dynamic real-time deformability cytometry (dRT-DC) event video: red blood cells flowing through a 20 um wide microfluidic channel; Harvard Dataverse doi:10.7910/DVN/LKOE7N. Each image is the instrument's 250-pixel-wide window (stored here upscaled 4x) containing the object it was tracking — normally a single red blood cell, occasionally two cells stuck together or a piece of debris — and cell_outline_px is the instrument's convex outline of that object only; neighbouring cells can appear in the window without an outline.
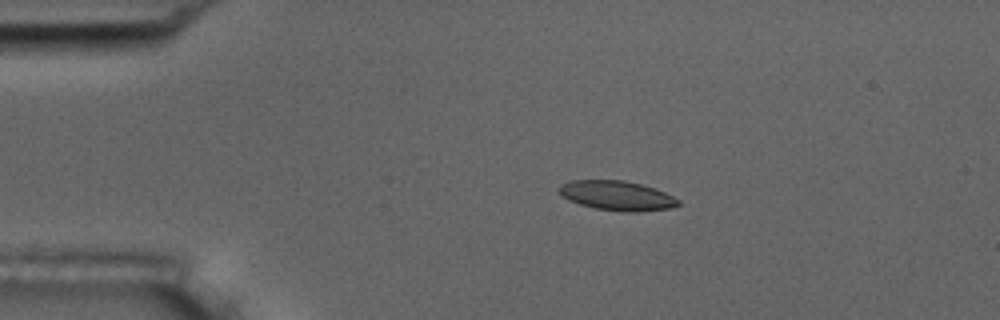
{"species": "common noctule bat (a hibernating species)", "species_latin": "Nyctalus noctula", "temperature_condition": "room temperature", "stored_images_in_passage": 6, "camera_frame_rate_fps": 3000, "um_per_image_px": 0.085, "animal": {"sex": "male", "body_mass_g": 17.5, "forearm_length_mm": 52.3}, "frame": {"image": 1, "passage_image": 1, "time_ms": 0.0, "image_size_px": [1000, 320], "cell_outline_px": [[680, 204], [672, 208], [636, 212], [624, 212], [596, 208], [580, 204], [568, 200], [556, 188], [560, 184], [572, 180], [624, 180], [656, 188], [680, 200]], "centroid_in_image_um": [52.45, 16.62], "position_along_channel_um": 32.6, "area_um2": 20.58}}
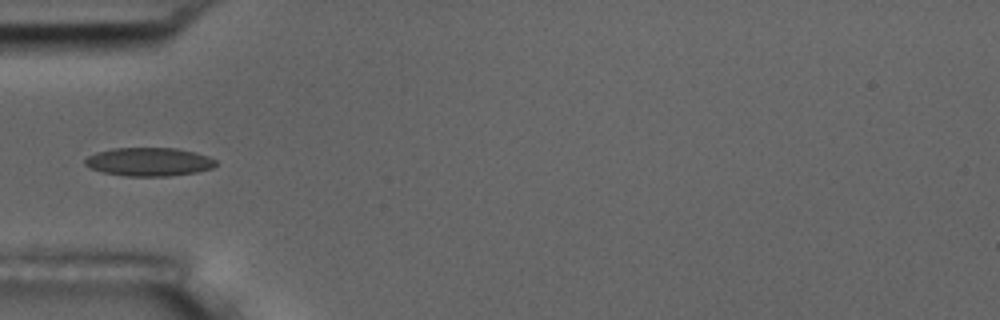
{"frame": {"image": 2, "passage_image": 3, "time_ms": 2.333, "image_size_px": [1000, 320], "cell_outline_px": [[216, 164], [212, 168], [196, 172], [168, 176], [124, 176], [104, 172], [88, 168], [84, 164], [84, 160], [88, 156], [96, 152], [112, 148], [176, 148], [196, 152], [208, 156], [216, 160]], "centroid_in_image_um": [12.64, 13.75], "position_along_channel_um": 72.4, "area_um2": 21.79}}
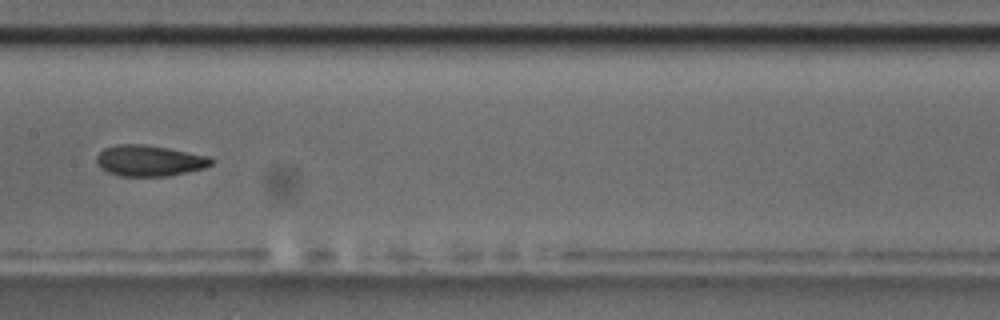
{"frame": {"image": 3, "passage_image": 6, "time_ms": 5.667, "image_size_px": [1000, 320], "cell_outline_px": [[216, 160], [212, 164], [204, 168], [168, 176], [120, 176], [108, 172], [100, 168], [96, 164], [96, 156], [104, 148], [116, 144], [140, 144], [168, 148], [212, 156]], "centroid_in_image_um": [12.71, 13.65], "position_along_channel_um": 194.7, "area_um2": 20.92}}